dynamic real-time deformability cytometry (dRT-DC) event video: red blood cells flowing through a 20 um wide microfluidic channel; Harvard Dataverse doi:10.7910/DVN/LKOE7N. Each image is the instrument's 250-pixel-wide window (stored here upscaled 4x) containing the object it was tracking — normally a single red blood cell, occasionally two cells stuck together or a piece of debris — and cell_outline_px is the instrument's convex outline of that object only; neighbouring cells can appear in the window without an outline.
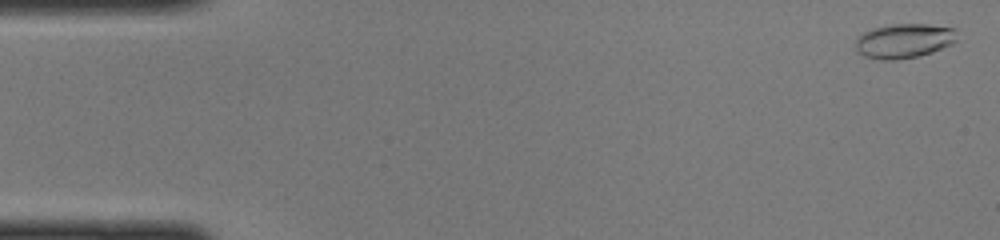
{"species": "common noctule bat (a hibernating species)", "species_latin": "Nyctalus noctula", "temperature_condition": "cold", "stored_images_in_passage": 47, "camera_frame_rate_fps": 3000, "um_per_image_px": 0.085, "animal": {"sex": "female", "body_mass_g": 22.0, "forearm_length_mm": 56.7}, "frame": {"image": 1, "passage_image": 2, "time_ms": 0.333, "image_size_px": [1000, 240], "cell_outline_px": [[956, 40], [952, 44], [932, 52], [916, 56], [896, 60], [880, 60], [864, 56], [856, 48], [856, 36], [872, 28], [892, 24], [928, 24], [956, 28]], "centroid_in_image_um": [76.84, 3.46], "position_along_channel_um": 8.2, "area_um2": 20.46}}
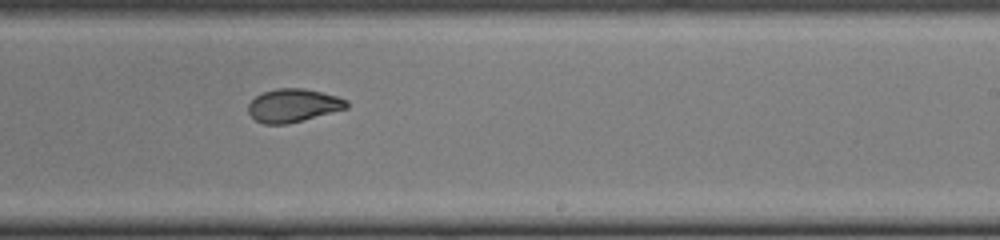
{"frame": {"image": 2, "passage_image": 29, "time_ms": 9.333, "image_size_px": [1000, 240], "cell_outline_px": [[348, 108], [304, 120], [288, 124], [264, 124], [256, 120], [248, 112], [248, 104], [256, 96], [264, 92], [276, 88], [304, 88], [336, 96], [348, 100]], "centroid_in_image_um": [24.93, 8.97], "position_along_channel_um": 264.1, "area_um2": 19.02}}
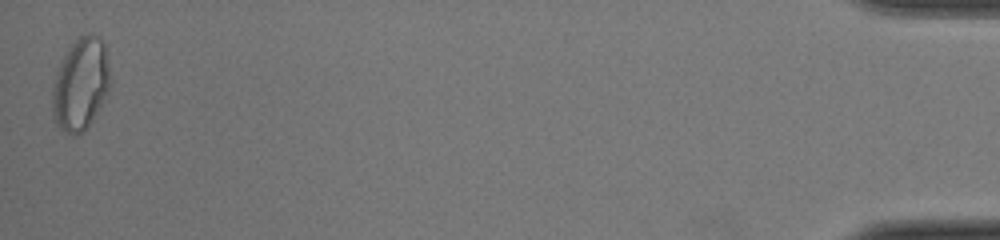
{"frame": {"image": 3, "passage_image": 47, "time_ms": 15.333, "image_size_px": [1000, 240], "cell_outline_px": [[108, 92], [92, 120], [84, 132], [76, 136], [72, 136], [56, 124], [52, 116], [52, 88], [56, 72], [64, 56], [72, 44], [80, 36], [88, 32], [92, 32], [104, 44], [108, 72]], "centroid_in_image_um": [6.81, 7.19], "position_along_channel_um": 428.4, "area_um2": 30.63}}